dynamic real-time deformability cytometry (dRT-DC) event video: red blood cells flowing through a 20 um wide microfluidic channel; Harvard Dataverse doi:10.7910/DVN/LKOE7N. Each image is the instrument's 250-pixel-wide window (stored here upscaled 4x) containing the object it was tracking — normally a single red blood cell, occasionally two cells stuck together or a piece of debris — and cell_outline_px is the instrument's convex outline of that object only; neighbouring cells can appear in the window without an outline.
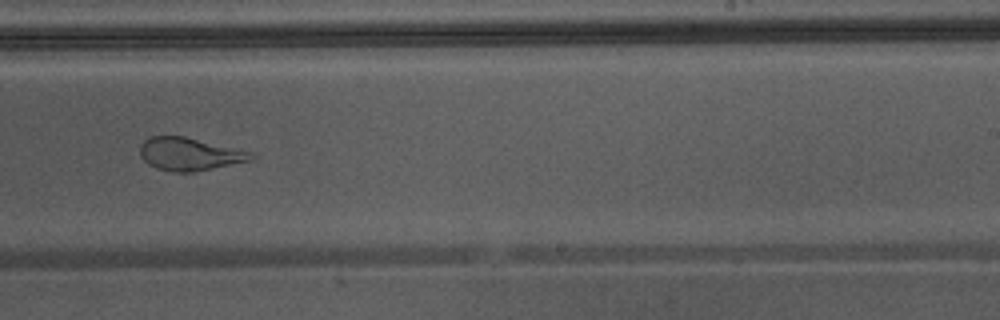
{"species": "Egyptian fruit bat (a non-hibernating species)", "species_latin": "Rousettus aegyptiacus", "temperature_condition": "warm", "stored_images_in_passage": 19, "camera_frame_rate_fps": 3000, "um_per_image_px": 0.085, "animal": {"sex": "male"}, "frame": {"image": 1, "passage_image": 15, "time_ms": 4.667, "image_size_px": [1000, 320], "cell_outline_px": [[256, 156], [248, 160], [196, 172], [172, 172], [156, 168], [148, 164], [140, 156], [140, 144], [144, 140], [152, 136], [184, 136], [256, 152]], "centroid_in_image_um": [16.11, 13.09], "position_along_channel_um": 272.9, "area_um2": 21.39}}